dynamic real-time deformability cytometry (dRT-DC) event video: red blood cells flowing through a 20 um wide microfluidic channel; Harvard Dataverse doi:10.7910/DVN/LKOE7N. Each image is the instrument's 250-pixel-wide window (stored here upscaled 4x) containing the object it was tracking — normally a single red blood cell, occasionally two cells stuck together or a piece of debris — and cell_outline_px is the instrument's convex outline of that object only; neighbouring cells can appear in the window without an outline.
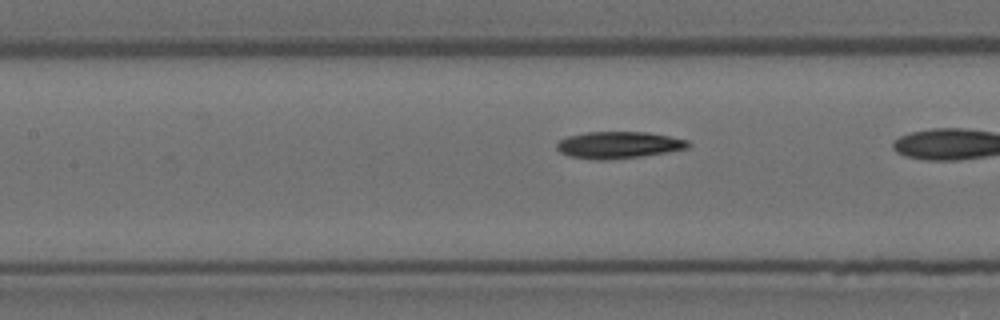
{"species": "Egyptian fruit bat (a non-hibernating species)", "species_latin": "Rousettus aegyptiacus", "temperature_condition": "room temperature", "stored_images_in_passage": 26, "camera_frame_rate_fps": 3000, "um_per_image_px": 0.085, "animal": {"sex": "female"}, "frame": {"image": 1, "passage_image": 20, "time_ms": 6.333, "image_size_px": [1000, 320], "cell_outline_px": [[692, 144], [688, 148], [640, 156], [608, 160], [592, 160], [568, 156], [560, 152], [556, 148], [556, 144], [560, 140], [568, 136], [584, 132], [648, 132], [688, 140]], "centroid_in_image_um": [52.54, 12.32], "position_along_channel_um": 154.9, "area_um2": 20.58}}